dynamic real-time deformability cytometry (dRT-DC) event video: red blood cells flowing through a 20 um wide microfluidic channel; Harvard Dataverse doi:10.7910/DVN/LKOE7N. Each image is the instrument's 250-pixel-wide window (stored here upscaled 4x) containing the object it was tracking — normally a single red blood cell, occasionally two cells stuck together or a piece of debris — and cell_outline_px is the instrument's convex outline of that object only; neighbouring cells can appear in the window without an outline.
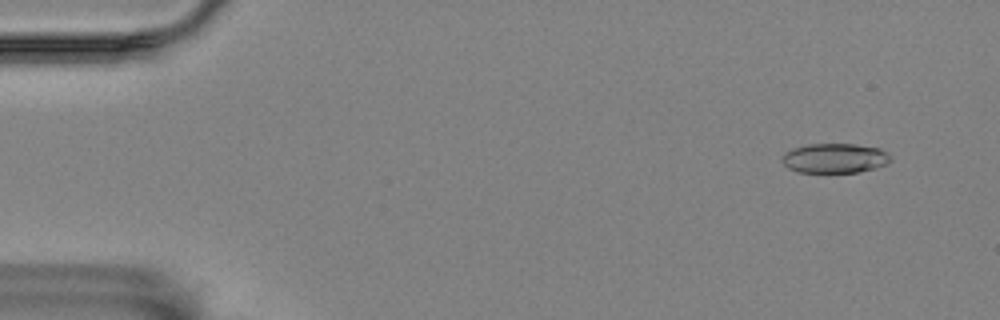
{"species": "Egyptian fruit bat (a non-hibernating species)", "species_latin": "Rousettus aegyptiacus", "temperature_condition": "room temperature", "stored_images_in_passage": 54, "camera_frame_rate_fps": 3000, "um_per_image_px": 0.085, "animal": {"sex": "female"}, "frame": {"image": 1, "passage_image": 2, "time_ms": 0.333, "image_size_px": [1000, 320], "cell_outline_px": [[892, 160], [888, 164], [876, 168], [860, 172], [796, 172], [788, 168], [780, 160], [780, 156], [784, 152], [792, 148], [808, 144], [856, 144], [880, 148], [888, 152], [892, 156]], "centroid_in_image_um": [70.96, 13.44], "position_along_channel_um": 14.0, "area_um2": 19.19}}
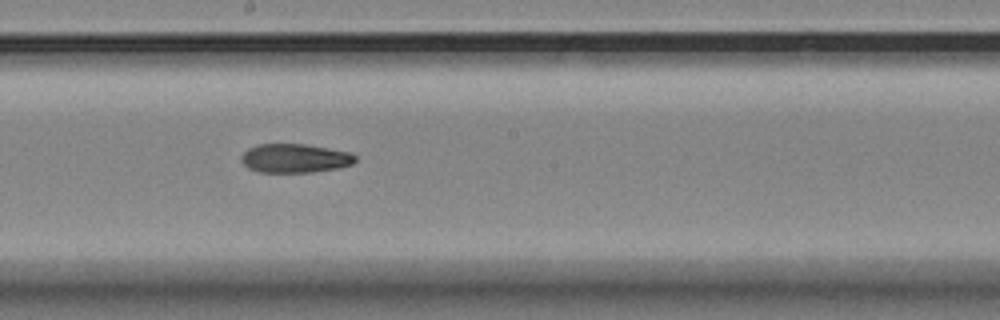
{"frame": {"image": 2, "passage_image": 29, "time_ms": 9.333, "image_size_px": [1000, 320], "cell_outline_px": [[356, 160], [352, 164], [336, 168], [312, 172], [260, 172], [248, 168], [240, 160], [240, 156], [248, 148], [256, 144], [304, 144], [352, 152], [356, 156]], "centroid_in_image_um": [25.05, 13.44], "position_along_channel_um": 223.2, "area_um2": 19.25}}
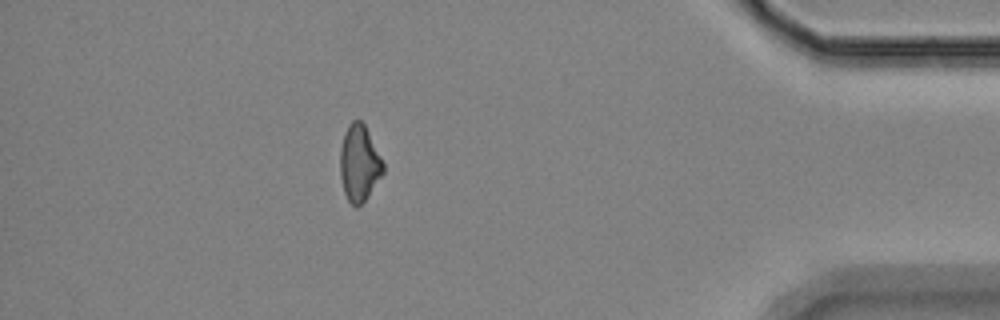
{"frame": {"image": 3, "passage_image": 48, "time_ms": 15.667, "image_size_px": [1000, 320], "cell_outline_px": [[384, 172], [368, 196], [356, 208], [348, 200], [344, 192], [340, 176], [340, 148], [344, 132], [348, 124], [352, 120], [360, 120], [364, 124], [384, 164]], "centroid_in_image_um": [30.52, 13.87], "position_along_channel_um": 404.7, "area_um2": 19.02}, "authors_computed_cell_mechanics": {"area_um2": 19.7676, "velocity_mm_per_s": 3.5294, "shape_relaxation_time_tau1_ms": null, "shape_relaxation_time_tau2_ms": 9.2664, "deformation_change_tau1": null, "deformation_change_tau2": 0.1842}}